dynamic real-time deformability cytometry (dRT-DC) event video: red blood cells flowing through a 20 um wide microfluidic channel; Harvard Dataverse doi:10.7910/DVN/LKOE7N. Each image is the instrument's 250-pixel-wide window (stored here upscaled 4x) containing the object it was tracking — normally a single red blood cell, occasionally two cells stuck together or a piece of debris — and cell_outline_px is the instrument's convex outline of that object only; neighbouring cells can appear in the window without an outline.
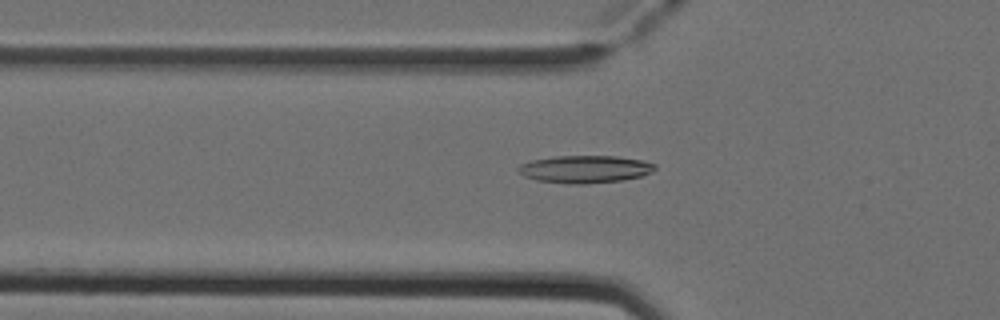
{"species": "Egyptian fruit bat (a non-hibernating species)", "species_latin": "Rousettus aegyptiacus", "temperature_condition": "cold", "stored_images_in_passage": 51, "camera_frame_rate_fps": 3000, "um_per_image_px": 0.085, "animal": {"sex": "female"}, "frame": {"image": 1, "passage_image": 17, "time_ms": 5.333, "image_size_px": [1000, 320], "cell_outline_px": [[656, 168], [652, 172], [640, 176], [620, 180], [584, 184], [568, 184], [536, 180], [524, 176], [516, 172], [516, 168], [520, 164], [532, 160], [556, 156], [616, 156], [640, 160], [656, 164]], "centroid_in_image_um": [49.67, 14.38], "position_along_channel_um": 76.1, "area_um2": 21.91}}
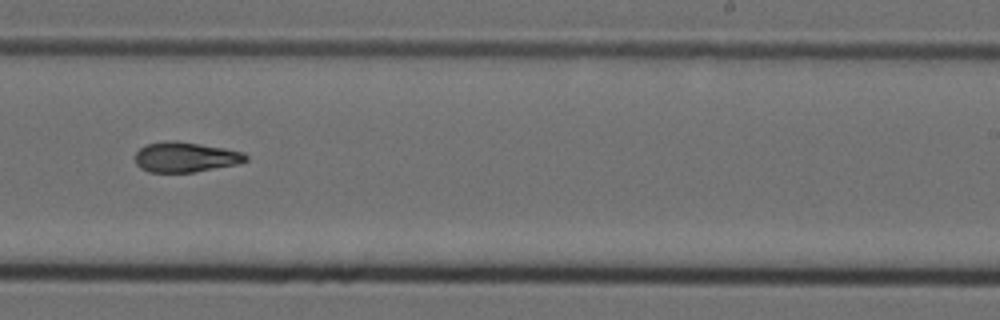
{"frame": {"image": 2, "passage_image": 32, "time_ms": 10.333, "image_size_px": [1000, 320], "cell_outline_px": [[248, 160], [236, 164], [192, 172], [148, 172], [140, 168], [136, 164], [136, 152], [144, 144], [164, 140], [176, 140], [224, 148], [244, 152], [248, 156]], "centroid_in_image_um": [15.73, 13.33], "position_along_channel_um": 273.3, "area_um2": 19.48}}
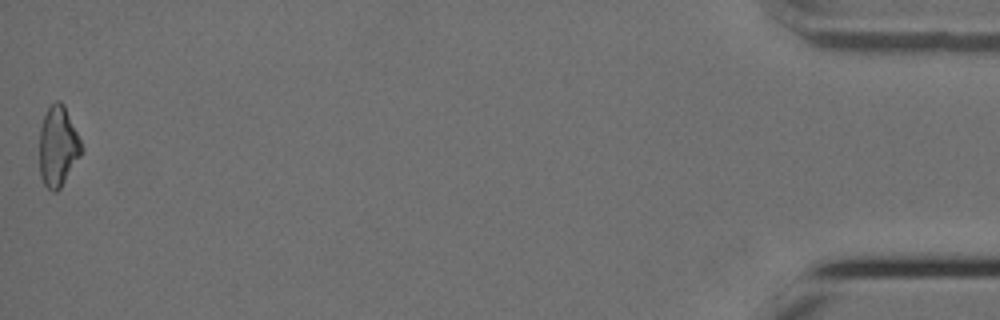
{"frame": {"image": 3, "passage_image": 51, "time_ms": 16.667, "image_size_px": [1000, 320], "cell_outline_px": [[84, 148], [80, 156], [60, 188], [56, 192], [52, 192], [44, 184], [40, 176], [40, 128], [44, 116], [48, 108], [56, 100], [60, 100], [64, 104]], "centroid_in_image_um": [4.93, 12.44], "position_along_channel_um": 430.3, "area_um2": 19.54}, "authors_computed_cell_mechanics": {"area_um2": 19.7676, "velocity_mm_per_s": 3.9336, "shape_relaxation_time_tau1_ms": null, "shape_relaxation_time_tau2_ms": 5.0478, "deformation_change_tau1": null, "deformation_change_tau2": 0.1411}}